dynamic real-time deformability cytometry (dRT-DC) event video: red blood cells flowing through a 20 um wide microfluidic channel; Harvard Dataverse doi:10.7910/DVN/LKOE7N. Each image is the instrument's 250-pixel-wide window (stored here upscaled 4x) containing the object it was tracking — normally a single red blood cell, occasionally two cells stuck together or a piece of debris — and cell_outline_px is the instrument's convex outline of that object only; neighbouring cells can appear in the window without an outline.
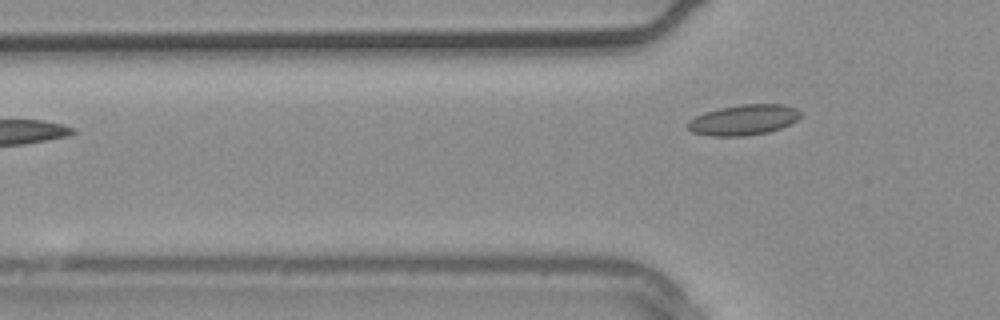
{"species": "common noctule bat (a hibernating species)", "species_latin": "Nyctalus noctula", "temperature_condition": "warm", "stored_images_in_passage": 3, "camera_frame_rate_fps": 3000, "um_per_image_px": 0.085, "animal": {"sex": "male", "body_mass_g": 20.4}, "frame": {"image": 1, "passage_image": 3, "time_ms": 0.667, "image_size_px": [1000, 320], "cell_outline_px": [[800, 116], [796, 120], [780, 128], [768, 132], [744, 136], [712, 136], [692, 132], [684, 124], [688, 120], [704, 112], [720, 108], [744, 104], [784, 104], [796, 108], [800, 112]], "centroid_in_image_um": [63.17, 10.19], "position_along_channel_um": 62.6, "area_um2": 20.0}}